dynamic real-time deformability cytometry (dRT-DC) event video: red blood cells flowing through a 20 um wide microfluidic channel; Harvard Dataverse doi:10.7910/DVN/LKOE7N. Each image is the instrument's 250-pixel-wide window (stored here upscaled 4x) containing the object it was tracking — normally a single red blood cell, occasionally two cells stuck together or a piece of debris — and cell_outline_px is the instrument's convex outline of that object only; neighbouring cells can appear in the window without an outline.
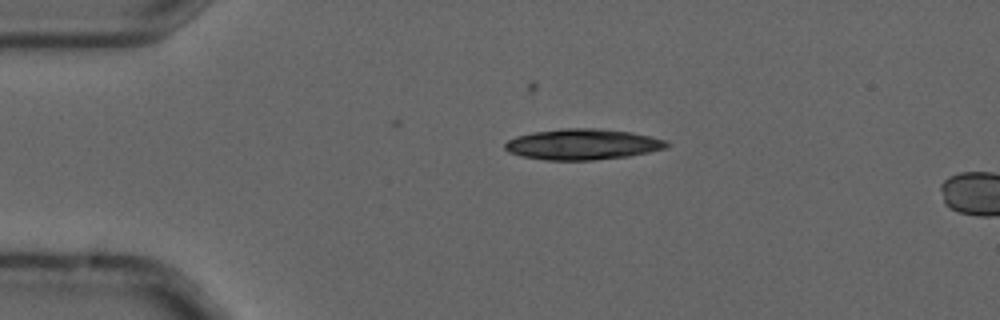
{"species": "common noctule bat (a hibernating species)", "species_latin": "Nyctalus noctula", "temperature_condition": "cold", "stored_images_in_passage": 4, "camera_frame_rate_fps": 3000, "um_per_image_px": 0.085, "animal": {"sex": "male", "forearm_length_mm": 52.5}, "frame": {"image": 1, "passage_image": 3, "time_ms": 0.667, "image_size_px": [1000, 320], "cell_outline_px": [[672, 144], [668, 148], [628, 156], [592, 160], [544, 160], [520, 156], [508, 152], [504, 148], [504, 144], [508, 140], [516, 136], [532, 132], [564, 128], [600, 128], [632, 132], [652, 136], [668, 140]], "centroid_in_image_um": [49.55, 12.26], "position_along_channel_um": 35.4, "area_um2": 29.42}}